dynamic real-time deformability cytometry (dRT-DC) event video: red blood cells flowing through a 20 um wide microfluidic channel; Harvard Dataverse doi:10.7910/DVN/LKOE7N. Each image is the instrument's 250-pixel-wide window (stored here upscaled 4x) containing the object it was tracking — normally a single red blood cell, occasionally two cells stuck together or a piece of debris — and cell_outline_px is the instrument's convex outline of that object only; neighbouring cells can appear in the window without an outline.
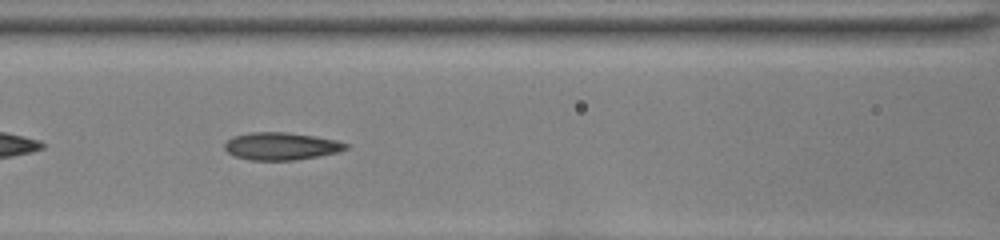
{"species": "common noctule bat (a hibernating species)", "species_latin": "Nyctalus noctula", "temperature_condition": "room temperature", "stored_images_in_passage": 31, "camera_frame_rate_fps": 3000, "um_per_image_px": 0.085, "animal": {"sex": "female", "body_mass_g": 22.0, "forearm_length_mm": 56.7}, "frame": {"image": 1, "passage_image": 9, "time_ms": 2.667, "image_size_px": [1000, 240], "cell_outline_px": [[348, 148], [336, 152], [296, 160], [252, 160], [236, 156], [228, 152], [224, 148], [224, 144], [228, 140], [236, 136], [248, 132], [288, 132], [336, 140], [348, 144]], "centroid_in_image_um": [23.88, 12.42], "position_along_channel_um": 142.7, "area_um2": 19.13}}
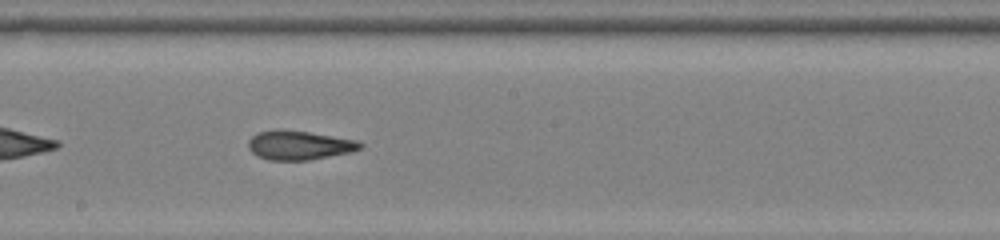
{"frame": {"image": 2, "passage_image": 15, "time_ms": 4.667, "image_size_px": [1000, 240], "cell_outline_px": [[364, 144], [360, 148], [348, 152], [308, 160], [268, 160], [256, 156], [248, 148], [248, 140], [256, 132], [280, 128], [308, 132], [356, 140]], "centroid_in_image_um": [25.34, 12.33], "position_along_channel_um": 222.9, "area_um2": 18.96}}
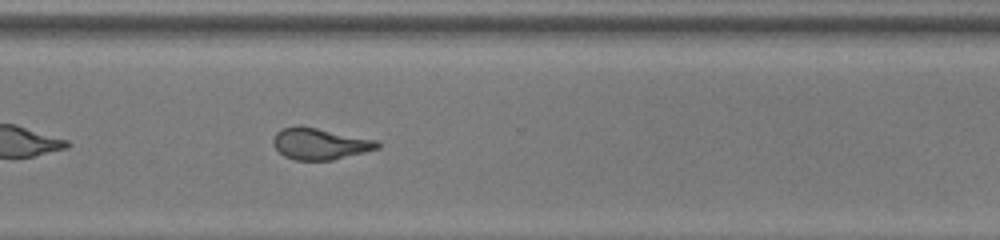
{"frame": {"image": 3, "passage_image": 24, "time_ms": 7.667, "image_size_px": [1000, 240], "cell_outline_px": [[380, 148], [332, 160], [296, 160], [284, 156], [276, 148], [272, 140], [276, 132], [280, 128], [296, 124], [300, 124], [376, 140], [380, 144]], "centroid_in_image_um": [27.15, 12.19], "position_along_channel_um": 343.4, "area_um2": 19.25}}